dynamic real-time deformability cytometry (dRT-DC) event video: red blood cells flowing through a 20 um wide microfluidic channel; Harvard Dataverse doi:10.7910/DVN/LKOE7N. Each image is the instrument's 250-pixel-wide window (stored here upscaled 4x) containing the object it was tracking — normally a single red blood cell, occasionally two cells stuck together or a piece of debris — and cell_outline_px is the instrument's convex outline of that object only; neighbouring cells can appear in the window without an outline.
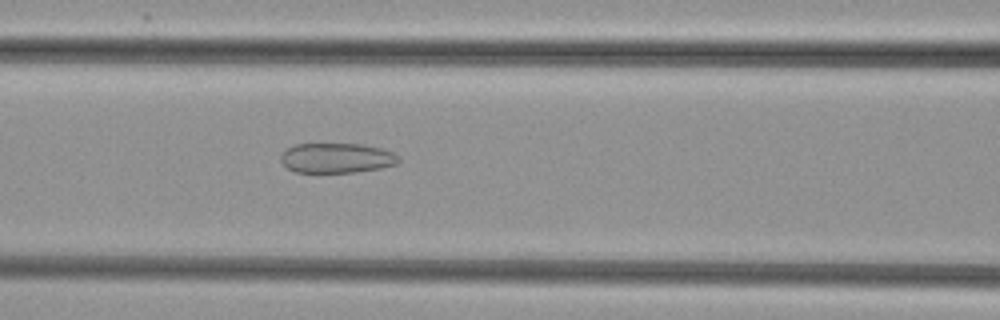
{"species": "common noctule bat (a hibernating species)", "species_latin": "Nyctalus noctula", "temperature_condition": "cold", "stored_images_in_passage": 50, "camera_frame_rate_fps": 3000, "um_per_image_px": 0.085, "animal": {"sex": "female", "body_mass_g": 29.2, "forearm_length_mm": 56.3}, "frame": {"image": 1, "passage_image": 21, "time_ms": 6.667, "image_size_px": [1000, 320], "cell_outline_px": [[400, 160], [396, 164], [380, 168], [356, 172], [296, 172], [288, 168], [280, 160], [280, 156], [284, 148], [296, 144], [364, 144], [380, 148], [392, 152], [400, 156]], "centroid_in_image_um": [28.6, 13.42], "position_along_channel_um": 138.0, "area_um2": 20.63}}
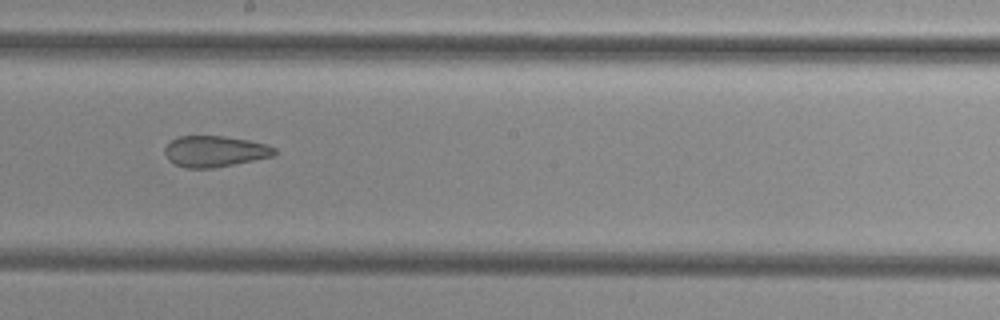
{"frame": {"image": 2, "passage_image": 28, "time_ms": 9.0, "image_size_px": [1000, 320], "cell_outline_px": [[276, 156], [212, 168], [184, 168], [168, 160], [164, 152], [164, 148], [172, 140], [180, 136], [224, 136], [248, 140], [268, 144], [276, 148]], "centroid_in_image_um": [18.29, 12.86], "position_along_channel_um": 229.9, "area_um2": 19.94}}
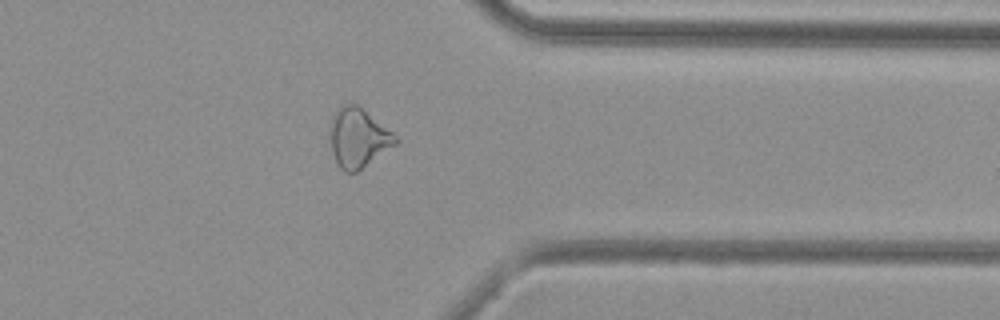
{"frame": {"image": 3, "passage_image": 40, "time_ms": 13.0, "image_size_px": [1000, 320], "cell_outline_px": [[400, 140], [396, 144], [356, 172], [344, 172], [340, 168], [332, 152], [328, 136], [328, 124], [332, 116], [340, 104], [356, 104], [392, 132]], "centroid_in_image_um": [30.38, 11.7], "position_along_channel_um": 381.0, "area_um2": 22.6}}